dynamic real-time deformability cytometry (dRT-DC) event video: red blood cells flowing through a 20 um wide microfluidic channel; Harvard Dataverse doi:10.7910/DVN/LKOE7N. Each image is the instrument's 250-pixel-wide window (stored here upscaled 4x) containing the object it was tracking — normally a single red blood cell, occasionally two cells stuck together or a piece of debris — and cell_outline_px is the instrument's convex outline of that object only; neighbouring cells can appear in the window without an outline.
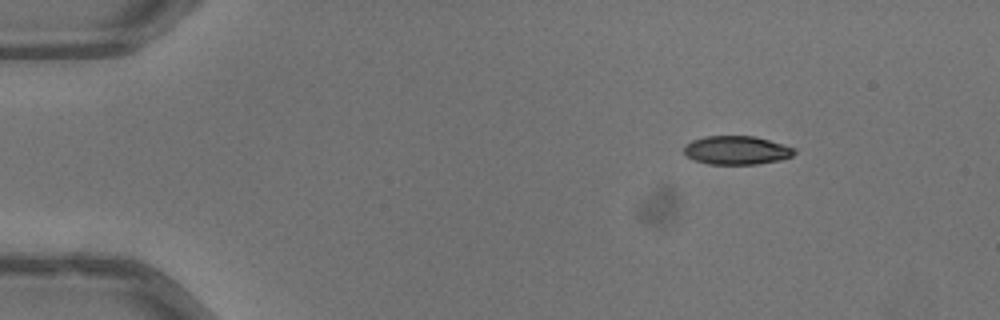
{"species": "common noctule bat (a hibernating species)", "species_latin": "Nyctalus noctula", "temperature_condition": "warm", "stored_images_in_passage": 45, "camera_frame_rate_fps": 3000, "um_per_image_px": 0.085, "animal": {"sex": "male", "body_mass_g": 13.3}, "frame": {"image": 1, "passage_image": 1, "time_ms": 0.0, "image_size_px": [1000, 320], "cell_outline_px": [[796, 152], [792, 156], [780, 160], [756, 164], [708, 164], [696, 160], [688, 156], [684, 152], [684, 144], [692, 140], [704, 136], [756, 136], [796, 148]], "centroid_in_image_um": [62.62, 12.76], "position_along_channel_um": 22.4, "area_um2": 18.44}}
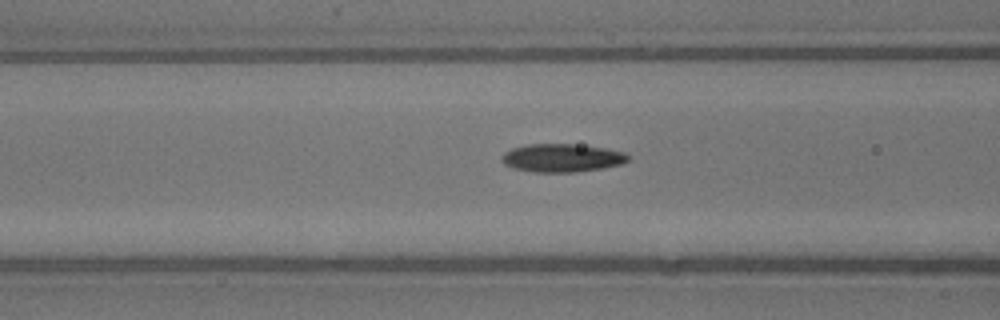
{"frame": {"image": 2, "passage_image": 15, "time_ms": 4.667, "image_size_px": [1000, 320], "cell_outline_px": [[628, 160], [620, 164], [600, 168], [576, 172], [532, 172], [512, 168], [504, 164], [500, 160], [500, 156], [504, 152], [512, 148], [528, 144], [572, 144], [604, 148], [624, 152], [628, 156]], "centroid_in_image_um": [47.68, 13.42], "position_along_channel_um": 118.9, "area_um2": 20.69}}
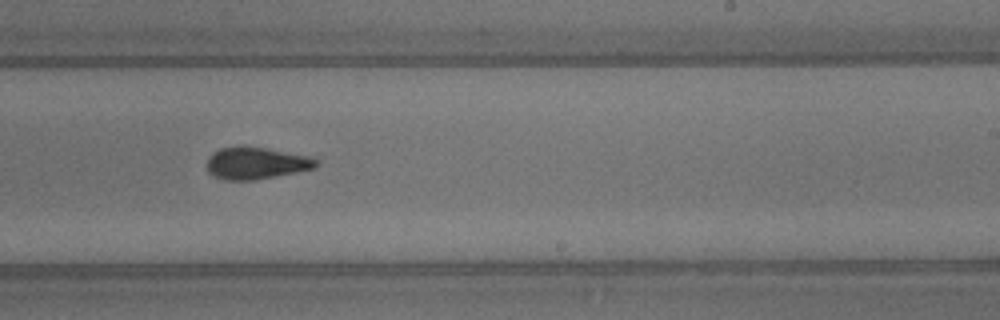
{"frame": {"image": 3, "passage_image": 26, "time_ms": 8.333, "image_size_px": [1000, 320], "cell_outline_px": [[320, 164], [316, 168], [256, 180], [228, 180], [216, 176], [208, 172], [208, 156], [212, 152], [220, 148], [244, 144], [312, 156], [320, 160]], "centroid_in_image_um": [21.82, 13.83], "position_along_channel_um": 267.2, "area_um2": 20.87}, "authors_computed_cell_mechanics": {"area_um2": 19.7098, "velocity_mm_per_s": 4.058, "shape_relaxation_time_tau1_ms": 4.3715, "shape_relaxation_time_tau2_ms": 3.0558, "deformation_change_tau1": 0.1762, "deformation_change_tau2": 0.1125}}